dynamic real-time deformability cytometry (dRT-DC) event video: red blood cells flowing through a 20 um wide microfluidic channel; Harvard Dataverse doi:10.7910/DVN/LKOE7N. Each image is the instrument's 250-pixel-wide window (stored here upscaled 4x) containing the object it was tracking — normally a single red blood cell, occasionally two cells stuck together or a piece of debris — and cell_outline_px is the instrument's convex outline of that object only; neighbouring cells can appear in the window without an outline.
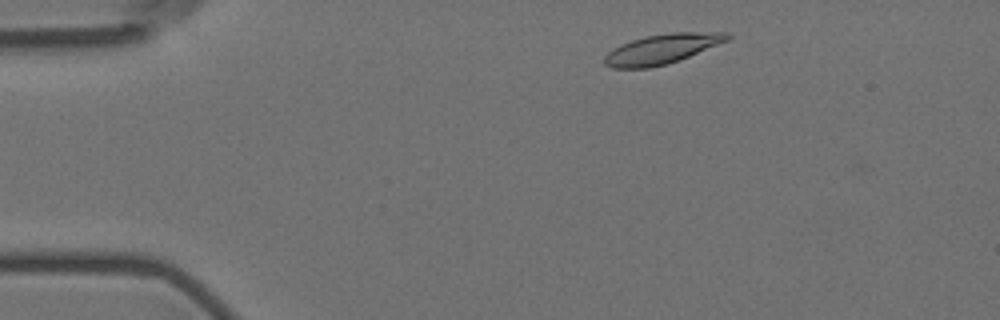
{"species": "Egyptian fruit bat (a non-hibernating species)", "species_latin": "Rousettus aegyptiacus", "temperature_condition": "room temperature", "stored_images_in_passage": 4, "camera_frame_rate_fps": 3000, "um_per_image_px": 0.085, "animal": {"sex": "female"}, "frame": {"image": 1, "passage_image": 2, "time_ms": 1.0, "image_size_px": [1000, 320], "cell_outline_px": [[732, 36], [728, 40], [680, 60], [668, 64], [648, 68], [612, 68], [604, 64], [604, 56], [612, 48], [620, 44], [644, 36], [672, 32], [728, 32]], "centroid_in_image_um": [56.25, 4.16], "position_along_channel_um": 28.8, "area_um2": 21.44}}